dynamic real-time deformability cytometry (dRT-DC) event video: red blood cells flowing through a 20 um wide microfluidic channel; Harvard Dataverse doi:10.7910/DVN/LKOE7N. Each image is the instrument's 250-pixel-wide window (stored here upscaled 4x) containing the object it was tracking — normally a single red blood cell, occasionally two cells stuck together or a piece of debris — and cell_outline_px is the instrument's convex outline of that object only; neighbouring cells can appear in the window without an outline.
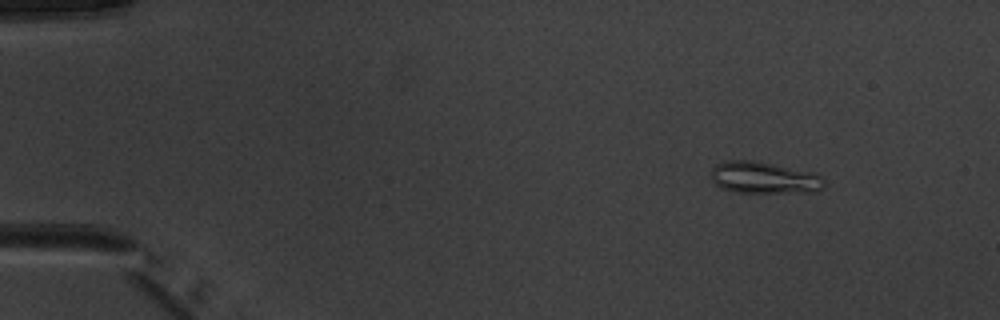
{"species": "common noctule bat (a hibernating species)", "species_latin": "Nyctalus noctula", "temperature_condition": "warm", "stored_images_in_passage": 46, "camera_frame_rate_fps": 3000, "um_per_image_px": 0.085, "animal": {"sex": "male", "body_mass_g": 20.1, "forearm_length_mm": 53.5}, "frame": {"image": 1, "passage_image": 1, "time_ms": 0.0, "image_size_px": [1000, 320], "cell_outline_px": [[824, 188], [816, 192], [736, 192], [720, 188], [712, 180], [712, 168], [716, 164], [724, 160], [756, 160], [816, 172], [824, 180]], "centroid_in_image_um": [64.97, 15.09], "position_along_channel_um": 20.0, "area_um2": 21.27}}
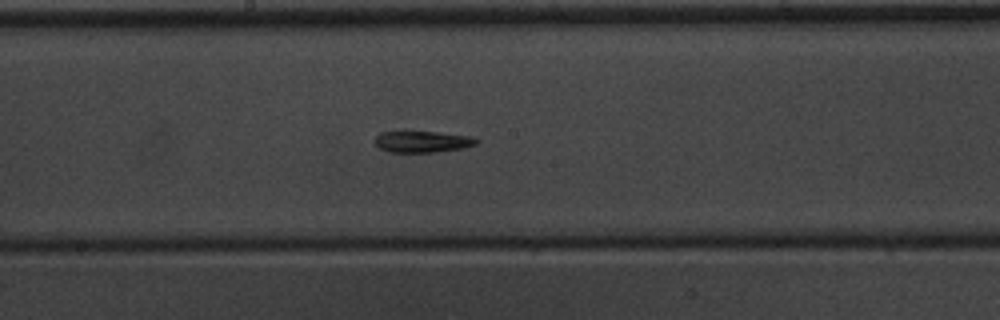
{"frame": {"image": 2, "passage_image": 23, "time_ms": 7.333, "image_size_px": [1000, 320], "cell_outline_px": [[480, 140], [476, 144], [464, 148], [436, 152], [388, 152], [380, 148], [372, 140], [380, 132], [404, 128], [440, 132], [472, 136]], "centroid_in_image_um": [35.84, 11.98], "position_along_channel_um": 212.4, "area_um2": 13.64}}
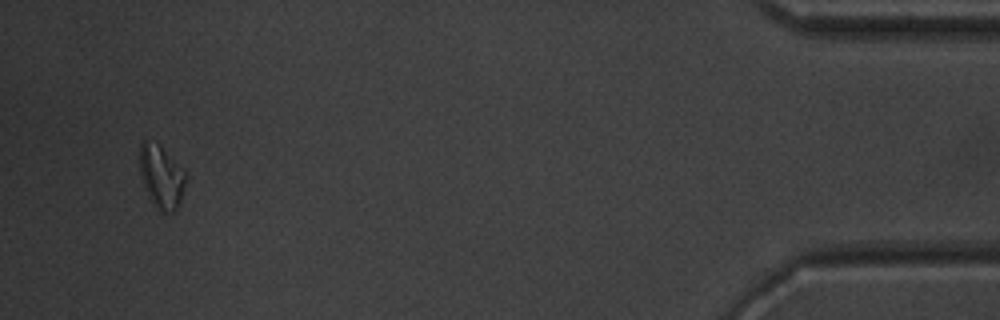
{"frame": {"image": 3, "passage_image": 44, "time_ms": 14.333, "image_size_px": [1000, 320], "cell_outline_px": [[184, 188], [176, 212], [172, 216], [160, 212], [152, 204], [148, 196], [140, 176], [140, 144], [144, 140], [160, 144], [184, 168]], "centroid_in_image_um": [13.72, 15.06], "position_along_channel_um": 421.5, "area_um2": 17.28}, "authors_computed_cell_mechanics": {"area_um2": 13.7275, "velocity_mm_per_s": 4.0047, "shape_relaxation_time_tau1_ms": 10.6313, "shape_relaxation_time_tau2_ms": null, "deformation_change_tau1": 0.2384, "deformation_change_tau2": null}}